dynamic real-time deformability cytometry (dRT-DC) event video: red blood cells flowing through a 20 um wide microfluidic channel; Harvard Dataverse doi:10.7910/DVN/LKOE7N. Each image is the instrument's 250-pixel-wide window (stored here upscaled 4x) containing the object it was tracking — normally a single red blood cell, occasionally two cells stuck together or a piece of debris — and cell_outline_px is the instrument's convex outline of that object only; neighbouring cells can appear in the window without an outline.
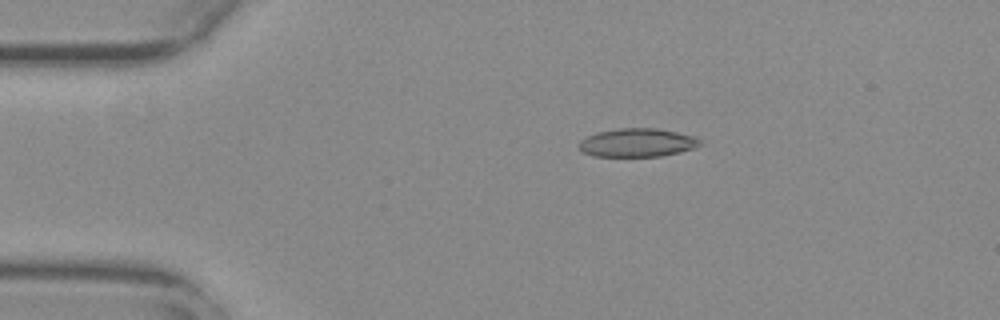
{"species": "common noctule bat (a hibernating species)", "species_latin": "Nyctalus noctula", "temperature_condition": "warm", "stored_images_in_passage": 55, "camera_frame_rate_fps": 3000, "um_per_image_px": 0.085, "animal": {"sex": "female", "body_mass_g": 29.2, "forearm_length_mm": 56.3}, "frame": {"image": 1, "passage_image": 11, "time_ms": 3.333, "image_size_px": [1000, 320], "cell_outline_px": [[704, 144], [680, 152], [660, 156], [592, 156], [584, 152], [576, 144], [580, 140], [596, 132], [616, 128], [656, 128], [676, 132], [692, 136], [700, 140]], "centroid_in_image_um": [54.14, 12.12], "position_along_channel_um": 30.9, "area_um2": 20.06}}
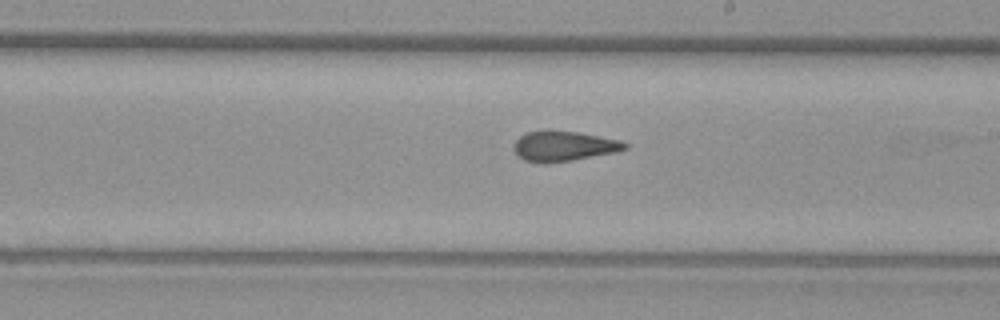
{"frame": {"image": 2, "passage_image": 32, "time_ms": 10.333, "image_size_px": [1000, 320], "cell_outline_px": [[628, 148], [616, 152], [572, 160], [544, 164], [524, 160], [516, 152], [516, 140], [524, 132], [548, 128], [580, 132], [620, 140], [628, 144]], "centroid_in_image_um": [47.93, 12.39], "position_along_channel_um": 241.1, "area_um2": 19.83}}
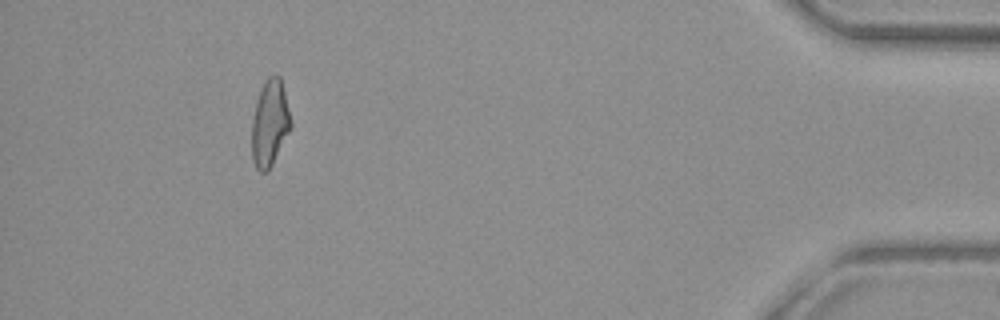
{"frame": {"image": 3, "passage_image": 51, "time_ms": 16.667, "image_size_px": [1000, 320], "cell_outline_px": [[292, 128], [268, 172], [260, 172], [256, 168], [252, 160], [252, 120], [256, 104], [260, 92], [268, 76], [280, 76], [292, 120]], "centroid_in_image_um": [22.95, 10.53], "position_along_channel_um": 412.2, "area_um2": 19.59}, "authors_computed_cell_mechanics": {"area_um2": 19.8254, "velocity_mm_per_s": 3.7455, "shape_relaxation_time_tau1_ms": null, "shape_relaxation_time_tau2_ms": 1.5068, "deformation_change_tau1": null, "deformation_change_tau2": 0.1002}}